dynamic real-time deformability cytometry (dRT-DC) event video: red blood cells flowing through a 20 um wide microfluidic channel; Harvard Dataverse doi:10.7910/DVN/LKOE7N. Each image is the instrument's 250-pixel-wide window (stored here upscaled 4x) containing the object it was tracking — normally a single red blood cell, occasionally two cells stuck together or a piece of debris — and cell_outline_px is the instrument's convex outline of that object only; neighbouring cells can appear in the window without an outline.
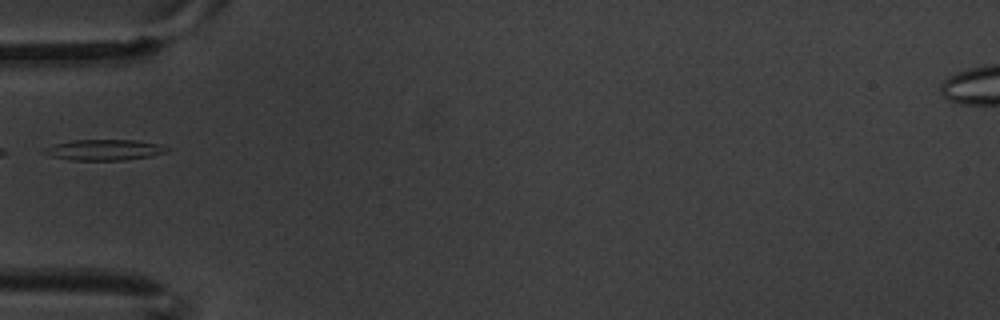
{"species": "common noctule bat (a hibernating species)", "species_latin": "Nyctalus noctula", "temperature_condition": "warm", "stored_images_in_passage": 9, "camera_frame_rate_fps": 3000, "um_per_image_px": 0.085, "animal": {"sex": "male", "body_mass_g": 20.1, "forearm_length_mm": 53.5}, "frame": {"image": 1, "passage_image": 1, "time_ms": 0.0, "image_size_px": [1000, 320], "cell_outline_px": [[168, 152], [152, 156], [124, 160], [68, 160], [52, 156], [40, 152], [44, 148], [56, 144], [72, 140], [136, 140], [160, 144], [168, 148]], "centroid_in_image_um": [8.87, 12.74], "position_along_channel_um": 76.1, "area_um2": 14.91}}
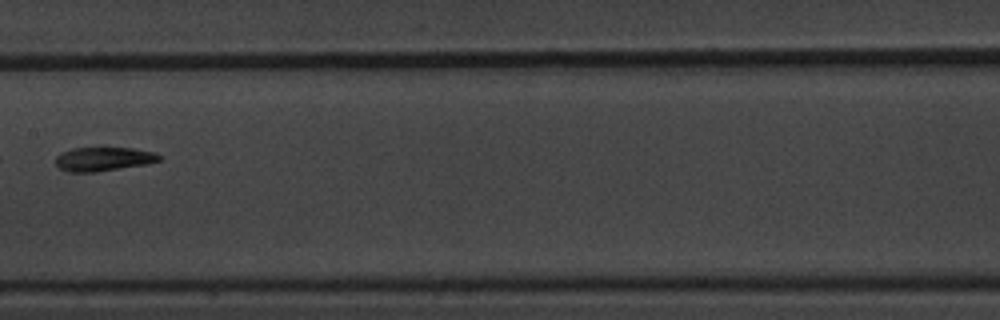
{"frame": {"image": 2, "passage_image": 4, "time_ms": 1.0, "image_size_px": [1000, 320], "cell_outline_px": [[160, 160], [148, 164], [96, 172], [68, 172], [60, 168], [56, 164], [56, 156], [60, 152], [72, 148], [132, 148], [156, 152], [160, 156]], "centroid_in_image_um": [8.79, 13.52], "position_along_channel_um": 198.6, "area_um2": 14.51}}
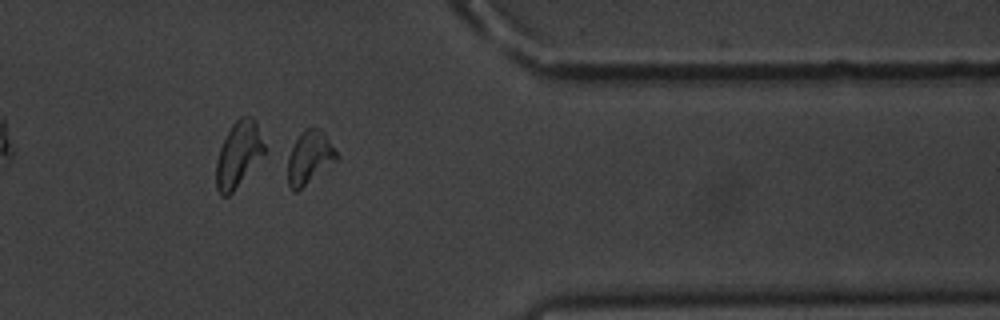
{"frame": {"image": 3, "passage_image": 9, "time_ms": 2.667, "image_size_px": [1000, 320], "cell_outline_px": [[340, 156], [336, 160], [296, 192], [292, 192], [288, 184], [288, 156], [300, 132], [304, 128], [320, 128], [324, 132]], "centroid_in_image_um": [26.31, 13.37], "position_along_channel_um": 385.1, "area_um2": 14.97}}